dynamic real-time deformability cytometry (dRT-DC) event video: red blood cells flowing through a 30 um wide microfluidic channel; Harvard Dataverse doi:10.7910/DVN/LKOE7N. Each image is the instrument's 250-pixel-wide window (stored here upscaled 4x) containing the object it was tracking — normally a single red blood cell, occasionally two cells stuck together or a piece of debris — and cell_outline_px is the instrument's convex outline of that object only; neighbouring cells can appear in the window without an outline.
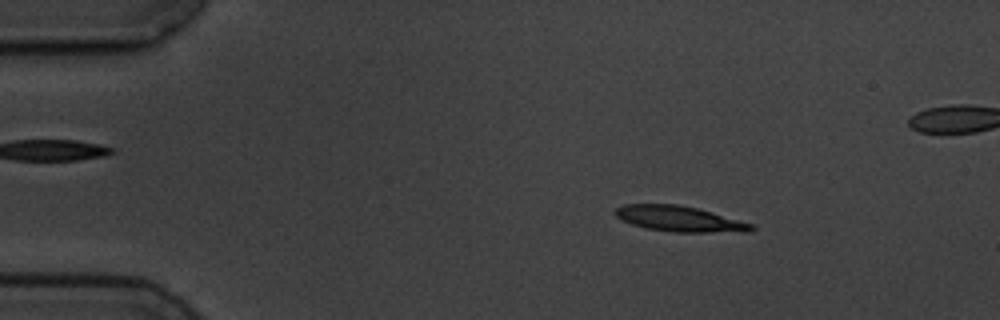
{"species": "common noctule bat (a hibernating species)", "species_latin": "Nyctalus noctula", "temperature_condition": "cold", "stored_images_in_passage": 4, "camera_frame_rate_fps": 3000, "um_per_image_px": 0.085, "animal": {"sex": "male", "body_mass_g": 19.5, "forearm_length_mm": 54.6}, "frame": {"image": 1, "passage_image": 2, "time_ms": 1.333, "image_size_px": [1000, 320], "cell_outline_px": [[756, 228], [752, 232], [672, 232], [644, 228], [632, 224], [616, 216], [616, 208], [624, 204], [680, 204], [700, 208], [752, 224]], "centroid_in_image_um": [57.8, 18.6], "position_along_channel_um": 27.2, "area_um2": 20.4}}